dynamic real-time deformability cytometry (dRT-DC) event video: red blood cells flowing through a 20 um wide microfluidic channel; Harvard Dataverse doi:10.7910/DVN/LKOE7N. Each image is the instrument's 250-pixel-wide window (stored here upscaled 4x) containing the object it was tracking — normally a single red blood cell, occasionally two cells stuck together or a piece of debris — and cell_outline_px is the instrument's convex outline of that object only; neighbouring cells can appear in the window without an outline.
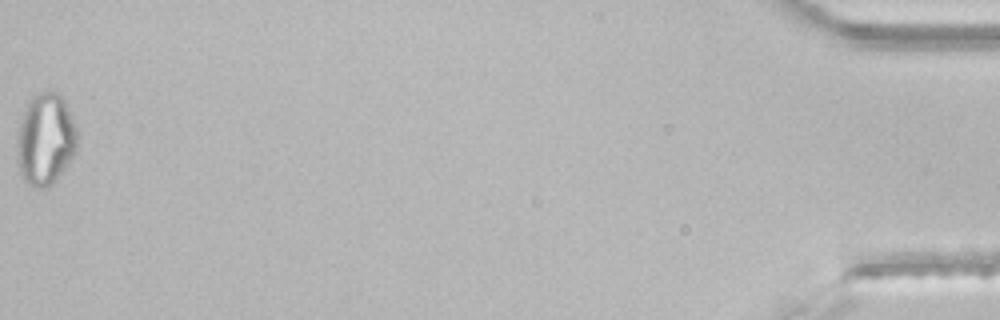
{"species": "common noctule bat (a hibernating species)", "species_latin": "Nyctalus noctula", "temperature_condition": "room temperature", "stored_images_in_passage": 45, "segment_of_instrument_passage": [2, 2], "camera_frame_rate_fps": 3000, "um_per_image_px": 0.085, "animal": {"sex": "male", "body_mass_g": 21.5, "forearm_length_mm": 52.0}, "frame": {"image": 1, "passage_image": 45, "time_ms": 14.667, "image_size_px": [1000, 320], "cell_outline_px": [[76, 152], [56, 180], [48, 188], [36, 188], [28, 184], [24, 180], [20, 172], [16, 160], [16, 136], [24, 112], [32, 96], [36, 92], [48, 88], [60, 92], [72, 116], [76, 128]], "centroid_in_image_um": [3.85, 11.82], "position_along_channel_um": 431.4, "area_um2": 32.77}}